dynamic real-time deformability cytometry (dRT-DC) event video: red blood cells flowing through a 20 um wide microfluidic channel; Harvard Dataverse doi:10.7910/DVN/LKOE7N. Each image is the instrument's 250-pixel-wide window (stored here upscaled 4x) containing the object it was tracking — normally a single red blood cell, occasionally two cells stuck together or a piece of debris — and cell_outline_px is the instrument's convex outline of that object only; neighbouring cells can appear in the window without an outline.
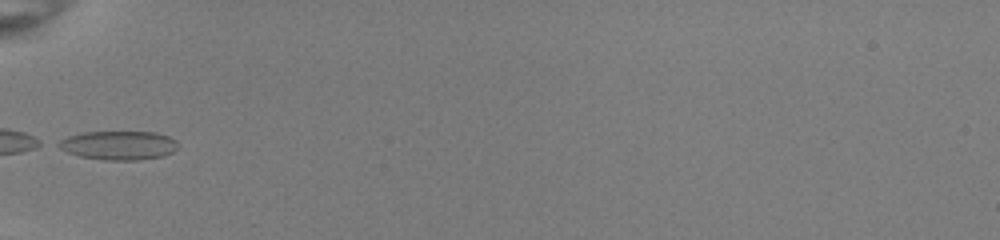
{"species": "common noctule bat (a hibernating species)", "species_latin": "Nyctalus noctula", "temperature_condition": "room temperature", "stored_images_in_passage": 32, "camera_frame_rate_fps": 3000, "um_per_image_px": 0.085, "animal": {"sex": "female", "body_mass_g": 22.0, "forearm_length_mm": 56.7}, "frame": {"image": 1, "passage_image": 1, "time_ms": 0.0, "image_size_px": [1000, 240], "cell_outline_px": [[176, 148], [172, 152], [164, 156], [140, 160], [104, 160], [80, 156], [68, 152], [52, 144], [68, 136], [84, 132], [156, 132], [168, 136], [176, 140]], "centroid_in_image_um": [10.06, 12.35], "position_along_channel_um": 74.9, "area_um2": 20.17}}
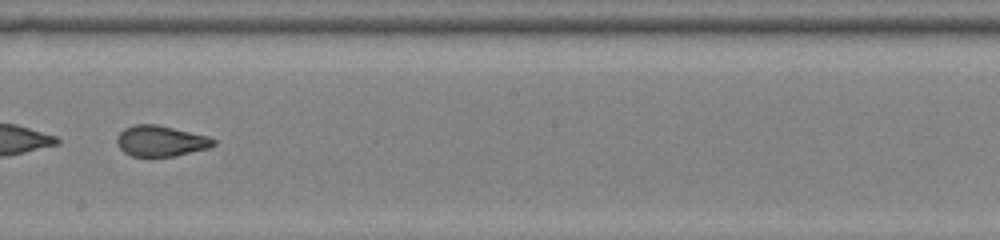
{"frame": {"image": 2, "passage_image": 13, "time_ms": 4.0, "image_size_px": [1000, 240], "cell_outline_px": [[216, 144], [208, 148], [176, 156], [132, 156], [124, 152], [120, 148], [116, 140], [120, 132], [124, 128], [136, 124], [156, 124], [208, 136], [216, 140]], "centroid_in_image_um": [13.67, 11.98], "position_along_channel_um": 234.5, "area_um2": 17.22}}
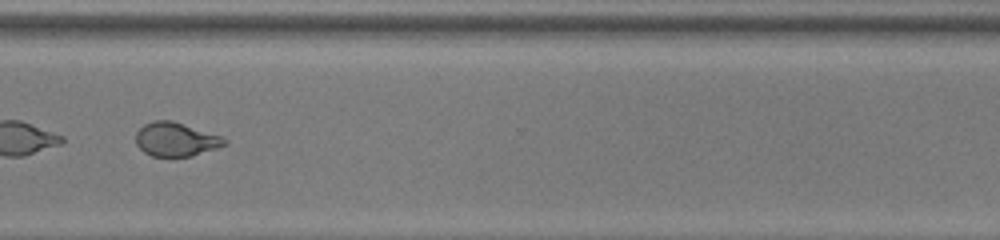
{"frame": {"image": 3, "passage_image": 22, "time_ms": 7.0, "image_size_px": [1000, 240], "cell_outline_px": [[228, 144], [192, 156], [152, 156], [144, 152], [136, 144], [136, 132], [144, 124], [152, 120], [172, 120], [220, 136], [228, 140]], "centroid_in_image_um": [14.93, 11.84], "position_along_channel_um": 355.7, "area_um2": 17.4}, "authors_computed_cell_mechanics": {"area_um2": 17.7735, "velocity_mm_per_s": 4.0235, "shape_relaxation_time_tau1_ms": null, "shape_relaxation_time_tau2_ms": 1.0197, "deformation_change_tau1": null, "deformation_change_tau2": 0.0735}}